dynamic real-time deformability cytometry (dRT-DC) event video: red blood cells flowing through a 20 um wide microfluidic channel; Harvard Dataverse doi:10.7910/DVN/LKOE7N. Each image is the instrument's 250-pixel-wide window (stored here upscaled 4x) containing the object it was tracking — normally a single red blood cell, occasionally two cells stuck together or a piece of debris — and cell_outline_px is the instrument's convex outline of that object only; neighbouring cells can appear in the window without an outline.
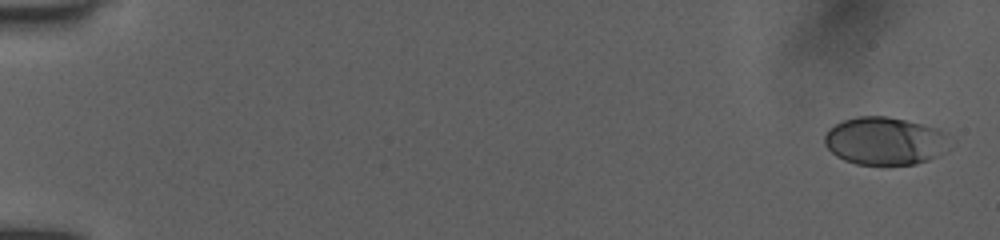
{"species": "human", "species_latin": "Homo sapiens", "temperature_condition": "room temperature", "stored_images_in_passage": 18, "camera_frame_rate_fps": 3000, "um_per_image_px": 0.085, "donor": {"sex": "female"}, "frame": {"image": 1, "passage_image": 1, "time_ms": 0.0, "image_size_px": [1000, 240], "cell_outline_px": [[956, 140], [952, 148], [928, 160], [916, 164], [856, 164], [844, 160], [836, 156], [824, 144], [824, 136], [828, 128], [844, 120], [856, 116], [888, 116], [924, 124], [940, 128], [948, 132]], "centroid_in_image_um": [75.33, 11.97], "position_along_channel_um": 9.7, "area_um2": 35.84}}
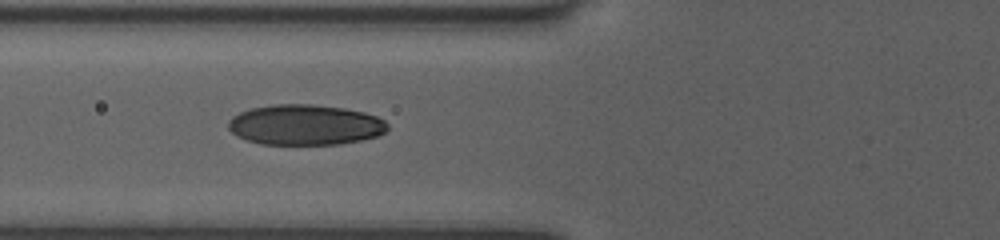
{"frame": {"image": 2, "passage_image": 13, "time_ms": 6.667, "image_size_px": [1000, 240], "cell_outline_px": [[388, 128], [384, 132], [376, 136], [360, 140], [340, 144], [260, 144], [236, 136], [228, 128], [228, 120], [232, 116], [248, 108], [272, 104], [312, 104], [344, 108], [364, 112], [376, 116], [384, 120], [388, 124]], "centroid_in_image_um": [25.9, 10.6], "position_along_channel_um": 99.9, "area_um2": 37.69}}
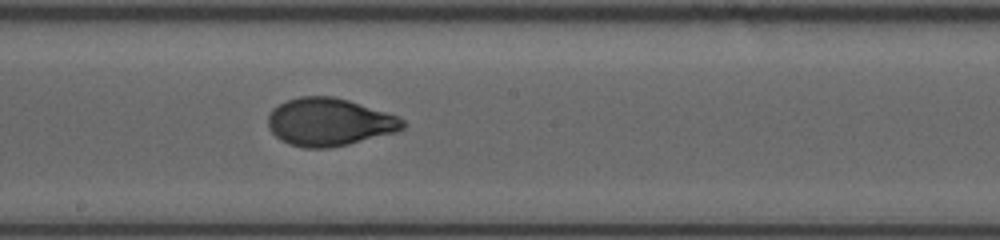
{"frame": {"image": 3, "passage_image": 18, "time_ms": 9.667, "image_size_px": [1000, 240], "cell_outline_px": [[408, 124], [404, 128], [396, 132], [348, 144], [328, 148], [304, 148], [288, 144], [280, 140], [268, 128], [268, 116], [272, 108], [288, 100], [300, 96], [332, 96], [348, 100], [396, 116], [404, 120]], "centroid_in_image_um": [27.97, 10.38], "position_along_channel_um": 220.2, "area_um2": 37.4}}